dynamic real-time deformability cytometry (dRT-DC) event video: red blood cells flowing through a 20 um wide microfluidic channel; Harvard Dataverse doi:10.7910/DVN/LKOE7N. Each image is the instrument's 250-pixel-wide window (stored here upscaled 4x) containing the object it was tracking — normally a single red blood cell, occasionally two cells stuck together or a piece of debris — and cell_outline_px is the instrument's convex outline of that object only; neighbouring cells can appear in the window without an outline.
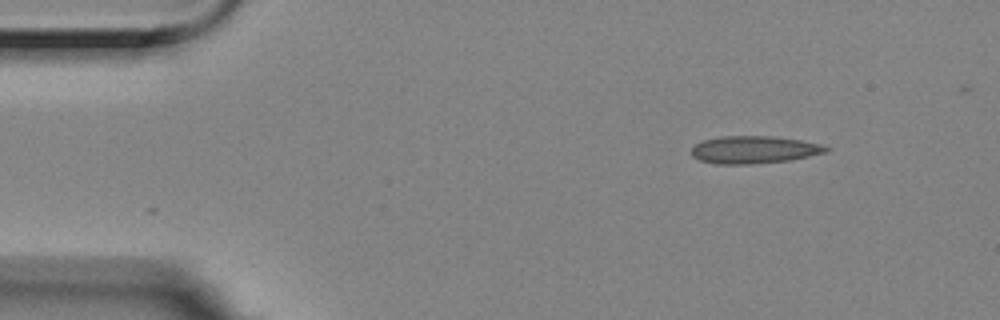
{"species": "Egyptian fruit bat (a non-hibernating species)", "species_latin": "Rousettus aegyptiacus", "temperature_condition": "room temperature", "stored_images_in_passage": 2, "camera_frame_rate_fps": 3000, "um_per_image_px": 0.085, "animal": {"sex": "female"}, "frame": {"image": 1, "passage_image": 1, "time_ms": 0.0, "image_size_px": [1000, 320], "cell_outline_px": [[832, 148], [828, 152], [788, 160], [752, 164], [716, 164], [700, 160], [692, 156], [692, 148], [696, 144], [704, 140], [720, 136], [772, 136], [800, 140], [820, 144]], "centroid_in_image_um": [64.1, 12.72], "position_along_channel_um": 20.9, "area_um2": 21.5}}